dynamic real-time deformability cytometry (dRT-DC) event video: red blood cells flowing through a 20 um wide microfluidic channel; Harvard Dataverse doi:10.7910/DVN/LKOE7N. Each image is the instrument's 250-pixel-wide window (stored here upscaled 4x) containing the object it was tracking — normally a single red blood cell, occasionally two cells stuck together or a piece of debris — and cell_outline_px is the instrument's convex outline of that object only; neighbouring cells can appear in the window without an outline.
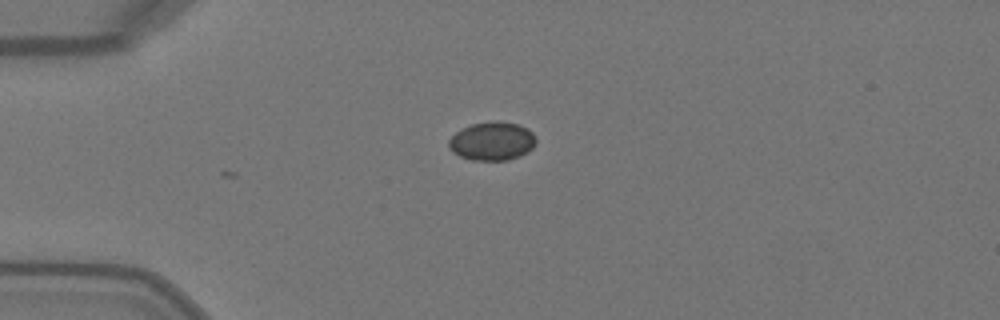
{"species": "Egyptian fruit bat (a non-hibernating species)", "species_latin": "Rousettus aegyptiacus", "temperature_condition": "warm", "stored_images_in_passage": 2, "camera_frame_rate_fps": 3000, "um_per_image_px": 0.085, "animal": {"sex": "female"}, "frame": {"image": 1, "passage_image": 2, "time_ms": 0.333, "image_size_px": [1000, 320], "cell_outline_px": [[536, 144], [528, 152], [520, 156], [508, 160], [472, 160], [460, 156], [452, 152], [448, 148], [448, 140], [456, 132], [472, 124], [496, 120], [516, 124], [528, 128], [536, 136]], "centroid_in_image_um": [41.84, 12.0], "position_along_channel_um": 43.2, "area_um2": 19.71}}